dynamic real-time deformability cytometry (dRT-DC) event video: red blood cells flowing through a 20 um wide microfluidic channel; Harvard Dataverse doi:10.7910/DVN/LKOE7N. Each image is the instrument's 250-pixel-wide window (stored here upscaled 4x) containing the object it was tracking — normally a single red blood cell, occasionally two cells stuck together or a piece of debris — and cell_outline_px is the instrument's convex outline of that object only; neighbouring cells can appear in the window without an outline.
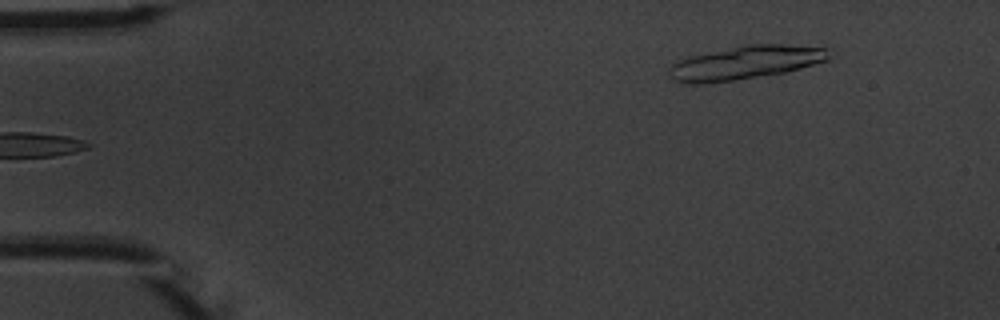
{"species": "common noctule bat (a hibernating species)", "species_latin": "Nyctalus noctula", "temperature_condition": "warm", "stored_images_in_passage": 5, "camera_frame_rate_fps": 3000, "um_per_image_px": 0.085, "animal": {"sex": "male", "body_mass_g": 20.1, "forearm_length_mm": 53.5}, "frame": {"image": 1, "passage_image": 5, "time_ms": 5.333, "image_size_px": [1000, 320], "cell_outline_px": [[828, 60], [800, 68], [784, 72], [736, 80], [704, 84], [692, 84], [672, 80], [668, 76], [668, 68], [672, 64], [680, 60], [692, 56], [748, 44], [784, 44], [824, 48], [828, 56]], "centroid_in_image_um": [63.29, 5.34], "position_along_channel_um": 21.7, "area_um2": 30.75}}